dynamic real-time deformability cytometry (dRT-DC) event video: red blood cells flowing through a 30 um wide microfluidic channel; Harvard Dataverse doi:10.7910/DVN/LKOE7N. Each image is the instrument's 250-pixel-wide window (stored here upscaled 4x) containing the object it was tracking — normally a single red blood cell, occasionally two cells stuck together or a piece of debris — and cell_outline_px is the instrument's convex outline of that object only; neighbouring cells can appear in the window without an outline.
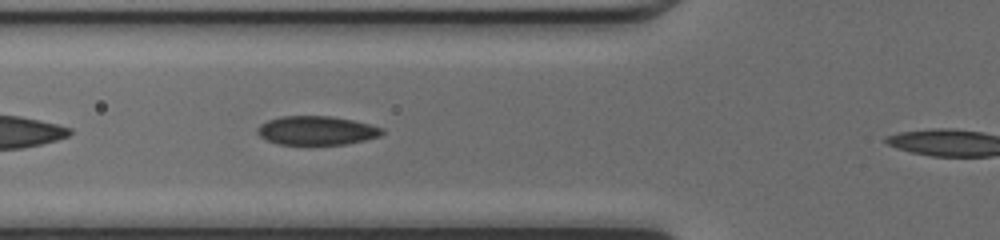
{"species": "common noctule bat (a hibernating species)", "species_latin": "Nyctalus noctula", "temperature_condition": "cold", "stored_images_in_passage": 33, "camera_frame_rate_fps": 3000, "um_per_image_px": 0.085, "animal": {"sex": "female", "body_mass_g": 17.0, "forearm_length_mm": 48.0}, "frame": {"image": 1, "passage_image": 11, "time_ms": 3.333, "image_size_px": [1000, 240], "cell_outline_px": [[384, 132], [380, 136], [364, 140], [344, 144], [276, 144], [260, 136], [256, 132], [256, 128], [260, 124], [268, 120], [280, 116], [332, 116], [352, 120], [384, 128]], "centroid_in_image_um": [26.89, 11.08], "position_along_channel_um": 98.9, "area_um2": 20.92}}
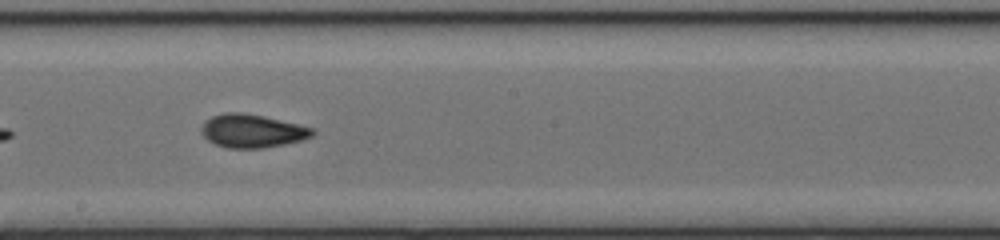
{"frame": {"image": 2, "passage_image": 20, "time_ms": 6.333, "image_size_px": [1000, 240], "cell_outline_px": [[316, 132], [312, 136], [300, 140], [284, 144], [264, 148], [228, 148], [216, 144], [208, 140], [200, 132], [200, 128], [212, 116], [224, 112], [244, 112], [264, 116], [316, 128]], "centroid_in_image_um": [21.46, 11.12], "position_along_channel_um": 226.7, "area_um2": 21.62}}
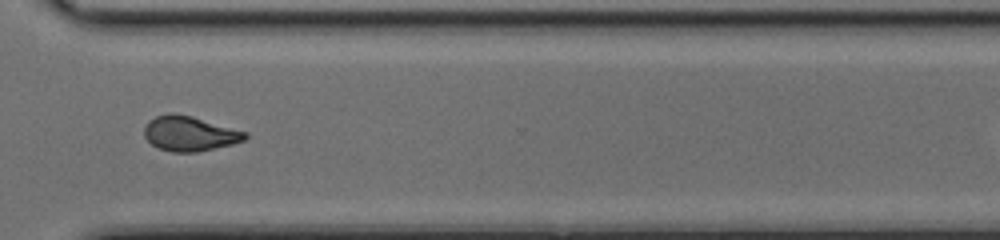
{"frame": {"image": 3, "passage_image": 29, "time_ms": 9.333, "image_size_px": [1000, 240], "cell_outline_px": [[248, 136], [244, 140], [232, 144], [196, 152], [172, 152], [160, 148], [152, 144], [144, 136], [144, 128], [148, 120], [156, 116], [168, 112], [172, 112], [192, 116], [248, 132]], "centroid_in_image_um": [16.11, 11.34], "position_along_channel_um": 354.5, "area_um2": 20.52}}